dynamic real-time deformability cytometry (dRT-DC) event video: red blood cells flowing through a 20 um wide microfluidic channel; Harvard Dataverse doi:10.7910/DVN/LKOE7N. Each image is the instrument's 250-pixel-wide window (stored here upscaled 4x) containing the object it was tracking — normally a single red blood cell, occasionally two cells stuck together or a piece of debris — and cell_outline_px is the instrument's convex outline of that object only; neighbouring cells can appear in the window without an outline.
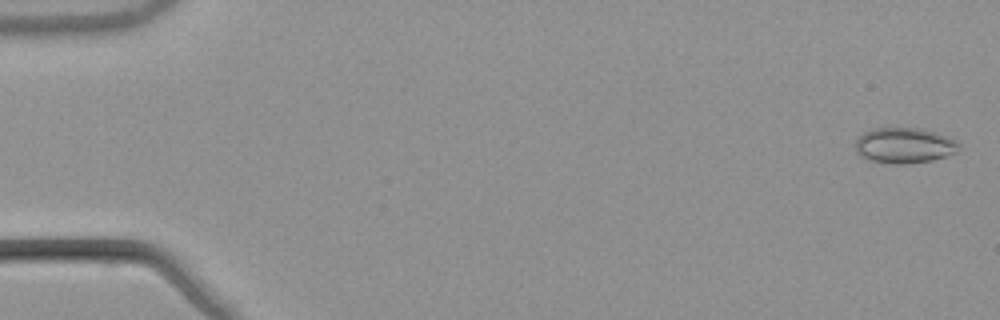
{"species": "common noctule bat (a hibernating species)", "species_latin": "Nyctalus noctula", "temperature_condition": "warm", "stored_images_in_passage": 22, "camera_frame_rate_fps": 3000, "um_per_image_px": 0.085, "animal": {"sex": "male", "body_mass_g": 21.5, "forearm_length_mm": 52.0}, "frame": {"image": 1, "passage_image": 2, "time_ms": 0.333, "image_size_px": [1000, 320], "cell_outline_px": [[960, 148], [956, 152], [932, 160], [904, 164], [896, 164], [872, 160], [860, 156], [856, 152], [856, 140], [864, 132], [872, 128], [924, 128], [948, 136], [956, 140], [960, 144]], "centroid_in_image_um": [76.89, 12.34], "position_along_channel_um": 8.1, "area_um2": 21.44}}
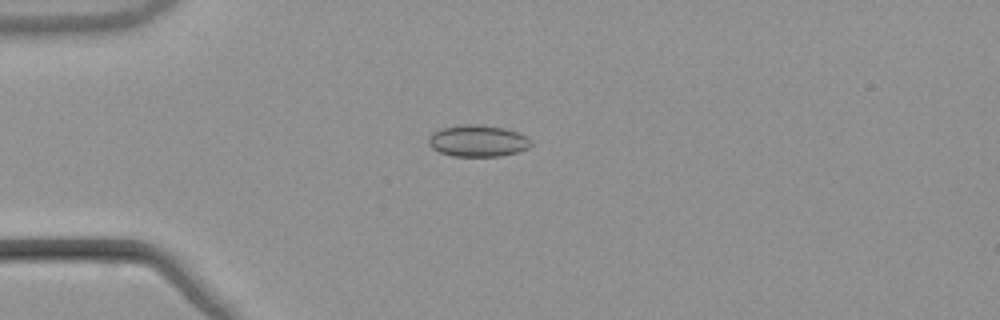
{"frame": {"image": 2, "passage_image": 15, "time_ms": 4.667, "image_size_px": [1000, 320], "cell_outline_px": [[532, 144], [528, 148], [516, 152], [500, 156], [452, 156], [440, 152], [432, 148], [428, 144], [428, 136], [432, 132], [440, 128], [460, 124], [480, 124], [504, 128], [528, 136], [532, 140]], "centroid_in_image_um": [40.59, 11.96], "position_along_channel_um": 44.4, "area_um2": 19.13}}
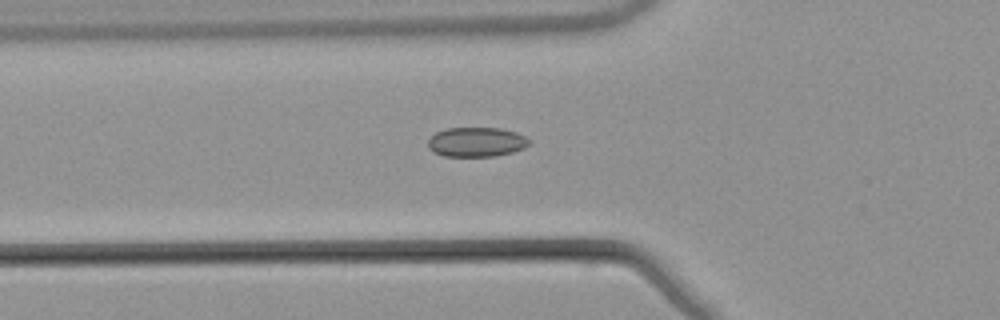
{"frame": {"image": 3, "passage_image": 20, "time_ms": 6.333, "image_size_px": [1000, 320], "cell_outline_px": [[532, 144], [524, 148], [512, 152], [496, 156], [444, 156], [432, 152], [428, 148], [428, 140], [436, 132], [444, 128], [500, 128], [516, 132], [532, 140]], "centroid_in_image_um": [40.51, 12.07], "position_along_channel_um": 85.3, "area_um2": 17.63}}